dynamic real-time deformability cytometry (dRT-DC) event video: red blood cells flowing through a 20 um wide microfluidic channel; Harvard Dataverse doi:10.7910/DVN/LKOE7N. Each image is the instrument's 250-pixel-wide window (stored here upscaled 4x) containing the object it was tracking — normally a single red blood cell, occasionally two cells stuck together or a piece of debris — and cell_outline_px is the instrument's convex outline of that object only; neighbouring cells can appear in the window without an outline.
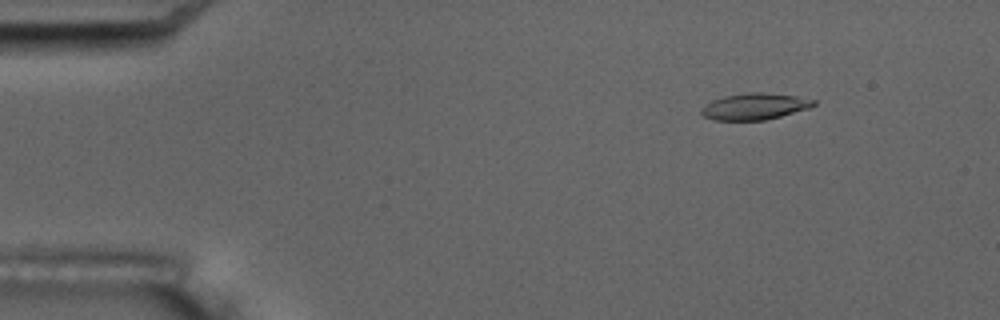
{"species": "common noctule bat (a hibernating species)", "species_latin": "Nyctalus noctula", "temperature_condition": "room temperature", "stored_images_in_passage": 6, "camera_frame_rate_fps": 3000, "um_per_image_px": 0.085, "animal": {"sex": "male", "body_mass_g": 17.5, "forearm_length_mm": 52.3}, "frame": {"image": 1, "passage_image": 3, "time_ms": 2.0, "image_size_px": [1000, 320], "cell_outline_px": [[816, 104], [808, 108], [780, 116], [764, 120], [716, 120], [704, 116], [700, 112], [700, 108], [704, 104], [712, 100], [724, 96], [748, 92], [760, 92], [796, 96], [816, 100]], "centroid_in_image_um": [64.11, 9.04], "position_along_channel_um": 20.9, "area_um2": 17.22}}